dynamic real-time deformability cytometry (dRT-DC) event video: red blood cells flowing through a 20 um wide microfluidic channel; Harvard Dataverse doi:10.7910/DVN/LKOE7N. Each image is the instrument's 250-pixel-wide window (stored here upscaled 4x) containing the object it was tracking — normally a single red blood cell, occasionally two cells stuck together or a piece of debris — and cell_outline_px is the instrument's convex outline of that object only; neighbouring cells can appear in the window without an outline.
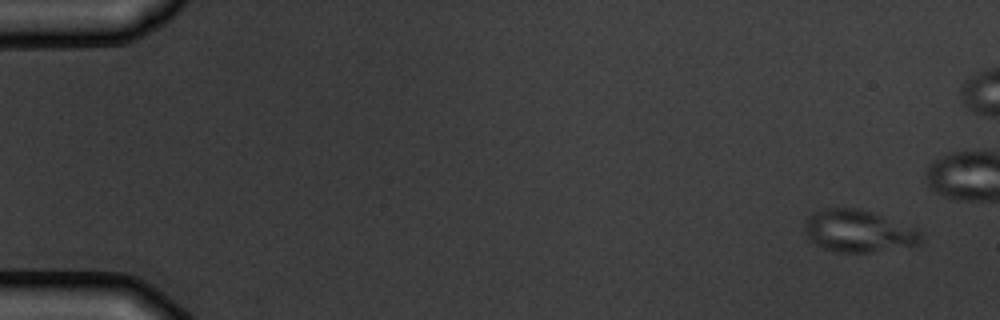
{"species": "common noctule bat (a hibernating species)", "species_latin": "Nyctalus noctula", "temperature_condition": "warm", "stored_images_in_passage": 5, "camera_frame_rate_fps": 3000, "um_per_image_px": 0.085, "animal": {"sex": "male", "body_mass_g": 19.5, "forearm_length_mm": 54.6}, "frame": {"image": 1, "passage_image": 1, "time_ms": 0.0, "image_size_px": [1000, 320], "cell_outline_px": [[924, 240], [920, 244], [872, 252], [836, 252], [812, 244], [808, 240], [804, 232], [804, 220], [812, 212], [824, 208], [856, 208], [872, 212], [920, 228]], "centroid_in_image_um": [72.96, 19.64], "position_along_channel_um": 12.0, "area_um2": 29.25}}